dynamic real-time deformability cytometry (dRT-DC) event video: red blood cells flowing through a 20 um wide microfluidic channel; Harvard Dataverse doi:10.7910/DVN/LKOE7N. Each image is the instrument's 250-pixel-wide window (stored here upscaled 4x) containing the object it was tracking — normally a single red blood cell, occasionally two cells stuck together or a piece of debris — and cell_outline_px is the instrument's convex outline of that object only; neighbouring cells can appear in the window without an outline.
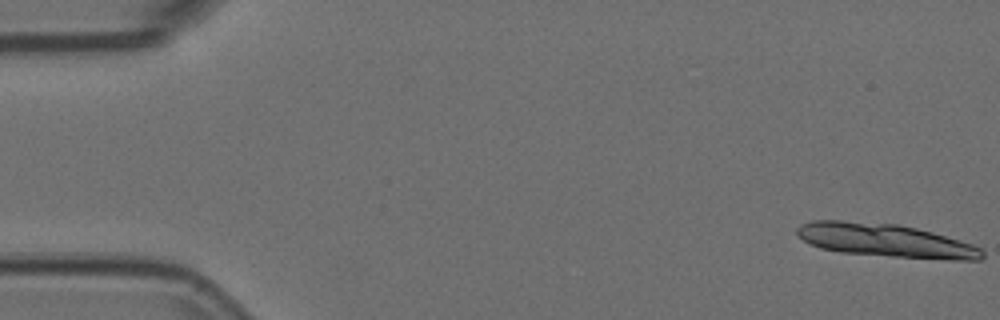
{"species": "Egyptian fruit bat (a non-hibernating species)", "species_latin": "Rousettus aegyptiacus", "temperature_condition": "room temperature", "stored_images_in_passage": 14, "camera_frame_rate_fps": 3000, "um_per_image_px": 0.085, "animal": {"sex": "female"}, "frame": {"image": 1, "passage_image": 1, "time_ms": 0.0, "image_size_px": [1000, 320], "cell_outline_px": [[984, 256], [980, 260], [948, 260], [892, 256], [840, 252], [820, 248], [796, 236], [796, 228], [800, 224], [812, 220], [840, 220], [900, 224], [932, 232], [960, 240], [972, 244], [980, 248], [984, 252]], "centroid_in_image_um": [75.26, 20.43], "position_along_channel_um": 9.7, "area_um2": 36.07}}